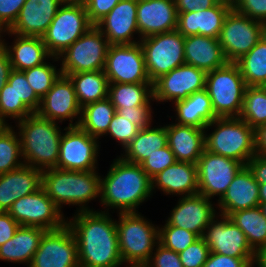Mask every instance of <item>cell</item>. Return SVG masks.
Segmentation results:
<instances>
[{
    "label": "cell",
    "instance_id": "obj_42",
    "mask_svg": "<svg viewBox=\"0 0 266 267\" xmlns=\"http://www.w3.org/2000/svg\"><path fill=\"white\" fill-rule=\"evenodd\" d=\"M33 112L16 96V93L11 86L6 83L2 90L0 91V118L7 125L10 120H14L16 123L22 120ZM7 121V122H6Z\"/></svg>",
    "mask_w": 266,
    "mask_h": 267
},
{
    "label": "cell",
    "instance_id": "obj_50",
    "mask_svg": "<svg viewBox=\"0 0 266 267\" xmlns=\"http://www.w3.org/2000/svg\"><path fill=\"white\" fill-rule=\"evenodd\" d=\"M26 0H0V32L8 30L17 20Z\"/></svg>",
    "mask_w": 266,
    "mask_h": 267
},
{
    "label": "cell",
    "instance_id": "obj_3",
    "mask_svg": "<svg viewBox=\"0 0 266 267\" xmlns=\"http://www.w3.org/2000/svg\"><path fill=\"white\" fill-rule=\"evenodd\" d=\"M58 124L37 113L17 121L24 165L42 171L56 168L63 133Z\"/></svg>",
    "mask_w": 266,
    "mask_h": 267
},
{
    "label": "cell",
    "instance_id": "obj_23",
    "mask_svg": "<svg viewBox=\"0 0 266 267\" xmlns=\"http://www.w3.org/2000/svg\"><path fill=\"white\" fill-rule=\"evenodd\" d=\"M64 1L26 0L8 31L22 36L42 37Z\"/></svg>",
    "mask_w": 266,
    "mask_h": 267
},
{
    "label": "cell",
    "instance_id": "obj_27",
    "mask_svg": "<svg viewBox=\"0 0 266 267\" xmlns=\"http://www.w3.org/2000/svg\"><path fill=\"white\" fill-rule=\"evenodd\" d=\"M152 192L156 188L164 195L179 197L198 193L197 164L177 161L152 179Z\"/></svg>",
    "mask_w": 266,
    "mask_h": 267
},
{
    "label": "cell",
    "instance_id": "obj_57",
    "mask_svg": "<svg viewBox=\"0 0 266 267\" xmlns=\"http://www.w3.org/2000/svg\"><path fill=\"white\" fill-rule=\"evenodd\" d=\"M177 13L208 9L218 3L217 0H174Z\"/></svg>",
    "mask_w": 266,
    "mask_h": 267
},
{
    "label": "cell",
    "instance_id": "obj_64",
    "mask_svg": "<svg viewBox=\"0 0 266 267\" xmlns=\"http://www.w3.org/2000/svg\"><path fill=\"white\" fill-rule=\"evenodd\" d=\"M6 126L7 124H5L3 120L0 118V131L3 130V128H5Z\"/></svg>",
    "mask_w": 266,
    "mask_h": 267
},
{
    "label": "cell",
    "instance_id": "obj_5",
    "mask_svg": "<svg viewBox=\"0 0 266 267\" xmlns=\"http://www.w3.org/2000/svg\"><path fill=\"white\" fill-rule=\"evenodd\" d=\"M204 130L205 150L211 153L237 160L244 166L257 154L255 130L239 117L216 118Z\"/></svg>",
    "mask_w": 266,
    "mask_h": 267
},
{
    "label": "cell",
    "instance_id": "obj_15",
    "mask_svg": "<svg viewBox=\"0 0 266 267\" xmlns=\"http://www.w3.org/2000/svg\"><path fill=\"white\" fill-rule=\"evenodd\" d=\"M29 267H80L77 242L67 224L44 232Z\"/></svg>",
    "mask_w": 266,
    "mask_h": 267
},
{
    "label": "cell",
    "instance_id": "obj_61",
    "mask_svg": "<svg viewBox=\"0 0 266 267\" xmlns=\"http://www.w3.org/2000/svg\"><path fill=\"white\" fill-rule=\"evenodd\" d=\"M261 40L266 43V21L262 22L261 25Z\"/></svg>",
    "mask_w": 266,
    "mask_h": 267
},
{
    "label": "cell",
    "instance_id": "obj_9",
    "mask_svg": "<svg viewBox=\"0 0 266 267\" xmlns=\"http://www.w3.org/2000/svg\"><path fill=\"white\" fill-rule=\"evenodd\" d=\"M109 46L102 32L91 26L58 56L61 74L104 70Z\"/></svg>",
    "mask_w": 266,
    "mask_h": 267
},
{
    "label": "cell",
    "instance_id": "obj_54",
    "mask_svg": "<svg viewBox=\"0 0 266 267\" xmlns=\"http://www.w3.org/2000/svg\"><path fill=\"white\" fill-rule=\"evenodd\" d=\"M254 258H234L210 252L203 267H254Z\"/></svg>",
    "mask_w": 266,
    "mask_h": 267
},
{
    "label": "cell",
    "instance_id": "obj_60",
    "mask_svg": "<svg viewBox=\"0 0 266 267\" xmlns=\"http://www.w3.org/2000/svg\"><path fill=\"white\" fill-rule=\"evenodd\" d=\"M253 266L266 267V246L259 248L255 252Z\"/></svg>",
    "mask_w": 266,
    "mask_h": 267
},
{
    "label": "cell",
    "instance_id": "obj_55",
    "mask_svg": "<svg viewBox=\"0 0 266 267\" xmlns=\"http://www.w3.org/2000/svg\"><path fill=\"white\" fill-rule=\"evenodd\" d=\"M13 203L10 171L0 174V211L8 212Z\"/></svg>",
    "mask_w": 266,
    "mask_h": 267
},
{
    "label": "cell",
    "instance_id": "obj_40",
    "mask_svg": "<svg viewBox=\"0 0 266 267\" xmlns=\"http://www.w3.org/2000/svg\"><path fill=\"white\" fill-rule=\"evenodd\" d=\"M50 60L52 62L47 60L39 66L22 71L31 88L40 99L47 94L55 80L61 75L60 68L53 64L59 61L58 57L51 56Z\"/></svg>",
    "mask_w": 266,
    "mask_h": 267
},
{
    "label": "cell",
    "instance_id": "obj_10",
    "mask_svg": "<svg viewBox=\"0 0 266 267\" xmlns=\"http://www.w3.org/2000/svg\"><path fill=\"white\" fill-rule=\"evenodd\" d=\"M139 43L151 83L185 64L184 36L178 30L147 36Z\"/></svg>",
    "mask_w": 266,
    "mask_h": 267
},
{
    "label": "cell",
    "instance_id": "obj_41",
    "mask_svg": "<svg viewBox=\"0 0 266 267\" xmlns=\"http://www.w3.org/2000/svg\"><path fill=\"white\" fill-rule=\"evenodd\" d=\"M43 171L27 165L11 171V189L14 202L42 187Z\"/></svg>",
    "mask_w": 266,
    "mask_h": 267
},
{
    "label": "cell",
    "instance_id": "obj_19",
    "mask_svg": "<svg viewBox=\"0 0 266 267\" xmlns=\"http://www.w3.org/2000/svg\"><path fill=\"white\" fill-rule=\"evenodd\" d=\"M210 252L234 258H254L255 251L250 247L244 232L228 216L217 213L203 234Z\"/></svg>",
    "mask_w": 266,
    "mask_h": 267
},
{
    "label": "cell",
    "instance_id": "obj_34",
    "mask_svg": "<svg viewBox=\"0 0 266 267\" xmlns=\"http://www.w3.org/2000/svg\"><path fill=\"white\" fill-rule=\"evenodd\" d=\"M116 112L121 108H132L154 101L153 83H109L108 97Z\"/></svg>",
    "mask_w": 266,
    "mask_h": 267
},
{
    "label": "cell",
    "instance_id": "obj_12",
    "mask_svg": "<svg viewBox=\"0 0 266 267\" xmlns=\"http://www.w3.org/2000/svg\"><path fill=\"white\" fill-rule=\"evenodd\" d=\"M8 213L20 226L54 230L63 227L67 218L41 187L15 201Z\"/></svg>",
    "mask_w": 266,
    "mask_h": 267
},
{
    "label": "cell",
    "instance_id": "obj_43",
    "mask_svg": "<svg viewBox=\"0 0 266 267\" xmlns=\"http://www.w3.org/2000/svg\"><path fill=\"white\" fill-rule=\"evenodd\" d=\"M161 226V227H160ZM159 226V244L176 253L184 251L199 237L186 229L168 225Z\"/></svg>",
    "mask_w": 266,
    "mask_h": 267
},
{
    "label": "cell",
    "instance_id": "obj_8",
    "mask_svg": "<svg viewBox=\"0 0 266 267\" xmlns=\"http://www.w3.org/2000/svg\"><path fill=\"white\" fill-rule=\"evenodd\" d=\"M91 26L84 3L64 1L42 36L43 43L51 56L58 57Z\"/></svg>",
    "mask_w": 266,
    "mask_h": 267
},
{
    "label": "cell",
    "instance_id": "obj_67",
    "mask_svg": "<svg viewBox=\"0 0 266 267\" xmlns=\"http://www.w3.org/2000/svg\"><path fill=\"white\" fill-rule=\"evenodd\" d=\"M262 87L264 88V90L266 92V84L262 85Z\"/></svg>",
    "mask_w": 266,
    "mask_h": 267
},
{
    "label": "cell",
    "instance_id": "obj_33",
    "mask_svg": "<svg viewBox=\"0 0 266 267\" xmlns=\"http://www.w3.org/2000/svg\"><path fill=\"white\" fill-rule=\"evenodd\" d=\"M73 82L77 101L81 107L108 97L109 81L104 70L64 74Z\"/></svg>",
    "mask_w": 266,
    "mask_h": 267
},
{
    "label": "cell",
    "instance_id": "obj_56",
    "mask_svg": "<svg viewBox=\"0 0 266 267\" xmlns=\"http://www.w3.org/2000/svg\"><path fill=\"white\" fill-rule=\"evenodd\" d=\"M19 226L8 212L0 211V246L14 236Z\"/></svg>",
    "mask_w": 266,
    "mask_h": 267
},
{
    "label": "cell",
    "instance_id": "obj_16",
    "mask_svg": "<svg viewBox=\"0 0 266 267\" xmlns=\"http://www.w3.org/2000/svg\"><path fill=\"white\" fill-rule=\"evenodd\" d=\"M104 72L109 83H151L140 43L110 45Z\"/></svg>",
    "mask_w": 266,
    "mask_h": 267
},
{
    "label": "cell",
    "instance_id": "obj_49",
    "mask_svg": "<svg viewBox=\"0 0 266 267\" xmlns=\"http://www.w3.org/2000/svg\"><path fill=\"white\" fill-rule=\"evenodd\" d=\"M146 267H184L178 253L157 244Z\"/></svg>",
    "mask_w": 266,
    "mask_h": 267
},
{
    "label": "cell",
    "instance_id": "obj_62",
    "mask_svg": "<svg viewBox=\"0 0 266 267\" xmlns=\"http://www.w3.org/2000/svg\"><path fill=\"white\" fill-rule=\"evenodd\" d=\"M259 207H260L264 217L266 218V202H260Z\"/></svg>",
    "mask_w": 266,
    "mask_h": 267
},
{
    "label": "cell",
    "instance_id": "obj_21",
    "mask_svg": "<svg viewBox=\"0 0 266 267\" xmlns=\"http://www.w3.org/2000/svg\"><path fill=\"white\" fill-rule=\"evenodd\" d=\"M137 0H121L95 26L110 45L137 44L140 42L137 27ZM135 35H138V39Z\"/></svg>",
    "mask_w": 266,
    "mask_h": 267
},
{
    "label": "cell",
    "instance_id": "obj_11",
    "mask_svg": "<svg viewBox=\"0 0 266 267\" xmlns=\"http://www.w3.org/2000/svg\"><path fill=\"white\" fill-rule=\"evenodd\" d=\"M56 168L72 171L98 169L99 139L92 137L79 126H66L63 130Z\"/></svg>",
    "mask_w": 266,
    "mask_h": 267
},
{
    "label": "cell",
    "instance_id": "obj_51",
    "mask_svg": "<svg viewBox=\"0 0 266 267\" xmlns=\"http://www.w3.org/2000/svg\"><path fill=\"white\" fill-rule=\"evenodd\" d=\"M233 8L253 20L266 21V0H236Z\"/></svg>",
    "mask_w": 266,
    "mask_h": 267
},
{
    "label": "cell",
    "instance_id": "obj_1",
    "mask_svg": "<svg viewBox=\"0 0 266 267\" xmlns=\"http://www.w3.org/2000/svg\"><path fill=\"white\" fill-rule=\"evenodd\" d=\"M66 224L74 234L80 267H121L116 219L102 210L75 212ZM111 216V217H110ZM69 220V221H68Z\"/></svg>",
    "mask_w": 266,
    "mask_h": 267
},
{
    "label": "cell",
    "instance_id": "obj_39",
    "mask_svg": "<svg viewBox=\"0 0 266 267\" xmlns=\"http://www.w3.org/2000/svg\"><path fill=\"white\" fill-rule=\"evenodd\" d=\"M11 124L0 131V174L16 170L24 165L20 138Z\"/></svg>",
    "mask_w": 266,
    "mask_h": 267
},
{
    "label": "cell",
    "instance_id": "obj_6",
    "mask_svg": "<svg viewBox=\"0 0 266 267\" xmlns=\"http://www.w3.org/2000/svg\"><path fill=\"white\" fill-rule=\"evenodd\" d=\"M117 216L122 262L127 266L145 265L159 243V226L152 224L141 212L119 213Z\"/></svg>",
    "mask_w": 266,
    "mask_h": 267
},
{
    "label": "cell",
    "instance_id": "obj_36",
    "mask_svg": "<svg viewBox=\"0 0 266 267\" xmlns=\"http://www.w3.org/2000/svg\"><path fill=\"white\" fill-rule=\"evenodd\" d=\"M228 217L244 232L250 247L255 252L266 246V218L259 206L238 210Z\"/></svg>",
    "mask_w": 266,
    "mask_h": 267
},
{
    "label": "cell",
    "instance_id": "obj_25",
    "mask_svg": "<svg viewBox=\"0 0 266 267\" xmlns=\"http://www.w3.org/2000/svg\"><path fill=\"white\" fill-rule=\"evenodd\" d=\"M233 7L218 2L211 8L178 14L177 30L184 36L202 35L219 38L224 20Z\"/></svg>",
    "mask_w": 266,
    "mask_h": 267
},
{
    "label": "cell",
    "instance_id": "obj_14",
    "mask_svg": "<svg viewBox=\"0 0 266 267\" xmlns=\"http://www.w3.org/2000/svg\"><path fill=\"white\" fill-rule=\"evenodd\" d=\"M244 165L234 159L204 150L197 162L198 193L219 201Z\"/></svg>",
    "mask_w": 266,
    "mask_h": 267
},
{
    "label": "cell",
    "instance_id": "obj_46",
    "mask_svg": "<svg viewBox=\"0 0 266 267\" xmlns=\"http://www.w3.org/2000/svg\"><path fill=\"white\" fill-rule=\"evenodd\" d=\"M175 162H177L175 156L167 144L165 147L156 150L140 165L144 172L152 179Z\"/></svg>",
    "mask_w": 266,
    "mask_h": 267
},
{
    "label": "cell",
    "instance_id": "obj_13",
    "mask_svg": "<svg viewBox=\"0 0 266 267\" xmlns=\"http://www.w3.org/2000/svg\"><path fill=\"white\" fill-rule=\"evenodd\" d=\"M261 25L234 8L229 11L218 38L228 62L235 63L261 40Z\"/></svg>",
    "mask_w": 266,
    "mask_h": 267
},
{
    "label": "cell",
    "instance_id": "obj_45",
    "mask_svg": "<svg viewBox=\"0 0 266 267\" xmlns=\"http://www.w3.org/2000/svg\"><path fill=\"white\" fill-rule=\"evenodd\" d=\"M139 130V127L132 124L128 119L121 117L116 112L104 137L109 135L110 138L115 139L123 150L136 137Z\"/></svg>",
    "mask_w": 266,
    "mask_h": 267
},
{
    "label": "cell",
    "instance_id": "obj_38",
    "mask_svg": "<svg viewBox=\"0 0 266 267\" xmlns=\"http://www.w3.org/2000/svg\"><path fill=\"white\" fill-rule=\"evenodd\" d=\"M240 119L256 130L266 124V92L262 86H247Z\"/></svg>",
    "mask_w": 266,
    "mask_h": 267
},
{
    "label": "cell",
    "instance_id": "obj_53",
    "mask_svg": "<svg viewBox=\"0 0 266 267\" xmlns=\"http://www.w3.org/2000/svg\"><path fill=\"white\" fill-rule=\"evenodd\" d=\"M121 0H86L85 7L89 22L96 25Z\"/></svg>",
    "mask_w": 266,
    "mask_h": 267
},
{
    "label": "cell",
    "instance_id": "obj_7",
    "mask_svg": "<svg viewBox=\"0 0 266 267\" xmlns=\"http://www.w3.org/2000/svg\"><path fill=\"white\" fill-rule=\"evenodd\" d=\"M246 87L238 65L233 62L206 74L205 90L216 118L240 116Z\"/></svg>",
    "mask_w": 266,
    "mask_h": 267
},
{
    "label": "cell",
    "instance_id": "obj_59",
    "mask_svg": "<svg viewBox=\"0 0 266 267\" xmlns=\"http://www.w3.org/2000/svg\"><path fill=\"white\" fill-rule=\"evenodd\" d=\"M256 153L266 156V124L255 130Z\"/></svg>",
    "mask_w": 266,
    "mask_h": 267
},
{
    "label": "cell",
    "instance_id": "obj_65",
    "mask_svg": "<svg viewBox=\"0 0 266 267\" xmlns=\"http://www.w3.org/2000/svg\"><path fill=\"white\" fill-rule=\"evenodd\" d=\"M68 2H77V3H85L86 0H65Z\"/></svg>",
    "mask_w": 266,
    "mask_h": 267
},
{
    "label": "cell",
    "instance_id": "obj_47",
    "mask_svg": "<svg viewBox=\"0 0 266 267\" xmlns=\"http://www.w3.org/2000/svg\"><path fill=\"white\" fill-rule=\"evenodd\" d=\"M210 254V249L203 237H199L184 251L178 253L184 267H203Z\"/></svg>",
    "mask_w": 266,
    "mask_h": 267
},
{
    "label": "cell",
    "instance_id": "obj_37",
    "mask_svg": "<svg viewBox=\"0 0 266 267\" xmlns=\"http://www.w3.org/2000/svg\"><path fill=\"white\" fill-rule=\"evenodd\" d=\"M246 86L266 84V43L260 40L247 54L235 62Z\"/></svg>",
    "mask_w": 266,
    "mask_h": 267
},
{
    "label": "cell",
    "instance_id": "obj_17",
    "mask_svg": "<svg viewBox=\"0 0 266 267\" xmlns=\"http://www.w3.org/2000/svg\"><path fill=\"white\" fill-rule=\"evenodd\" d=\"M206 72L189 64H182L153 82V97L158 104H172L205 89Z\"/></svg>",
    "mask_w": 266,
    "mask_h": 267
},
{
    "label": "cell",
    "instance_id": "obj_29",
    "mask_svg": "<svg viewBox=\"0 0 266 267\" xmlns=\"http://www.w3.org/2000/svg\"><path fill=\"white\" fill-rule=\"evenodd\" d=\"M184 56L186 64L206 73L228 63L219 40L202 35L184 37Z\"/></svg>",
    "mask_w": 266,
    "mask_h": 267
},
{
    "label": "cell",
    "instance_id": "obj_22",
    "mask_svg": "<svg viewBox=\"0 0 266 267\" xmlns=\"http://www.w3.org/2000/svg\"><path fill=\"white\" fill-rule=\"evenodd\" d=\"M136 16L141 39L177 30L178 14L174 0H137Z\"/></svg>",
    "mask_w": 266,
    "mask_h": 267
},
{
    "label": "cell",
    "instance_id": "obj_26",
    "mask_svg": "<svg viewBox=\"0 0 266 267\" xmlns=\"http://www.w3.org/2000/svg\"><path fill=\"white\" fill-rule=\"evenodd\" d=\"M5 34L14 38L12 45H8L9 43L3 38ZM0 43L8 52L12 69L16 71L39 66L51 57L42 37L22 36L5 30L0 32Z\"/></svg>",
    "mask_w": 266,
    "mask_h": 267
},
{
    "label": "cell",
    "instance_id": "obj_24",
    "mask_svg": "<svg viewBox=\"0 0 266 267\" xmlns=\"http://www.w3.org/2000/svg\"><path fill=\"white\" fill-rule=\"evenodd\" d=\"M259 183L247 165L243 166L228 186L226 193L217 201L219 214L229 216L238 210L259 206Z\"/></svg>",
    "mask_w": 266,
    "mask_h": 267
},
{
    "label": "cell",
    "instance_id": "obj_32",
    "mask_svg": "<svg viewBox=\"0 0 266 267\" xmlns=\"http://www.w3.org/2000/svg\"><path fill=\"white\" fill-rule=\"evenodd\" d=\"M140 129L136 137L123 149L119 155L123 160L141 164L156 150L168 144L166 126H152Z\"/></svg>",
    "mask_w": 266,
    "mask_h": 267
},
{
    "label": "cell",
    "instance_id": "obj_20",
    "mask_svg": "<svg viewBox=\"0 0 266 267\" xmlns=\"http://www.w3.org/2000/svg\"><path fill=\"white\" fill-rule=\"evenodd\" d=\"M212 202L200 193L180 197L165 222L203 237L206 227L218 213Z\"/></svg>",
    "mask_w": 266,
    "mask_h": 267
},
{
    "label": "cell",
    "instance_id": "obj_52",
    "mask_svg": "<svg viewBox=\"0 0 266 267\" xmlns=\"http://www.w3.org/2000/svg\"><path fill=\"white\" fill-rule=\"evenodd\" d=\"M259 183V201L266 202V156L256 154L247 163Z\"/></svg>",
    "mask_w": 266,
    "mask_h": 267
},
{
    "label": "cell",
    "instance_id": "obj_48",
    "mask_svg": "<svg viewBox=\"0 0 266 267\" xmlns=\"http://www.w3.org/2000/svg\"><path fill=\"white\" fill-rule=\"evenodd\" d=\"M152 109L153 107L151 104H144L132 108H121L117 113L140 129H145L149 127L153 121L154 111Z\"/></svg>",
    "mask_w": 266,
    "mask_h": 267
},
{
    "label": "cell",
    "instance_id": "obj_58",
    "mask_svg": "<svg viewBox=\"0 0 266 267\" xmlns=\"http://www.w3.org/2000/svg\"><path fill=\"white\" fill-rule=\"evenodd\" d=\"M12 70L8 52L0 43V91L8 82L9 75Z\"/></svg>",
    "mask_w": 266,
    "mask_h": 267
},
{
    "label": "cell",
    "instance_id": "obj_30",
    "mask_svg": "<svg viewBox=\"0 0 266 267\" xmlns=\"http://www.w3.org/2000/svg\"><path fill=\"white\" fill-rule=\"evenodd\" d=\"M45 231L39 227L19 226L14 236L0 246V260L29 267Z\"/></svg>",
    "mask_w": 266,
    "mask_h": 267
},
{
    "label": "cell",
    "instance_id": "obj_2",
    "mask_svg": "<svg viewBox=\"0 0 266 267\" xmlns=\"http://www.w3.org/2000/svg\"><path fill=\"white\" fill-rule=\"evenodd\" d=\"M152 181L142 166L117 156L106 176H100L102 212L117 209V213L139 212V206L152 198Z\"/></svg>",
    "mask_w": 266,
    "mask_h": 267
},
{
    "label": "cell",
    "instance_id": "obj_44",
    "mask_svg": "<svg viewBox=\"0 0 266 267\" xmlns=\"http://www.w3.org/2000/svg\"><path fill=\"white\" fill-rule=\"evenodd\" d=\"M16 96L33 112L39 109L41 99L35 94L22 71L12 70L7 82Z\"/></svg>",
    "mask_w": 266,
    "mask_h": 267
},
{
    "label": "cell",
    "instance_id": "obj_18",
    "mask_svg": "<svg viewBox=\"0 0 266 267\" xmlns=\"http://www.w3.org/2000/svg\"><path fill=\"white\" fill-rule=\"evenodd\" d=\"M81 108L77 101L73 82L69 76L61 74L41 99L36 113L53 122L62 124L67 120L69 121L68 126H78Z\"/></svg>",
    "mask_w": 266,
    "mask_h": 267
},
{
    "label": "cell",
    "instance_id": "obj_63",
    "mask_svg": "<svg viewBox=\"0 0 266 267\" xmlns=\"http://www.w3.org/2000/svg\"><path fill=\"white\" fill-rule=\"evenodd\" d=\"M217 1L218 2H222V3H225V4H228V5H230V6L233 7L236 0H217Z\"/></svg>",
    "mask_w": 266,
    "mask_h": 267
},
{
    "label": "cell",
    "instance_id": "obj_4",
    "mask_svg": "<svg viewBox=\"0 0 266 267\" xmlns=\"http://www.w3.org/2000/svg\"><path fill=\"white\" fill-rule=\"evenodd\" d=\"M100 176L97 170L46 169L42 174V187L60 210L63 205H76V212L95 211L88 204L96 198L100 202Z\"/></svg>",
    "mask_w": 266,
    "mask_h": 267
},
{
    "label": "cell",
    "instance_id": "obj_31",
    "mask_svg": "<svg viewBox=\"0 0 266 267\" xmlns=\"http://www.w3.org/2000/svg\"><path fill=\"white\" fill-rule=\"evenodd\" d=\"M175 123L191 125L200 129L216 119L210 96L204 89L195 92L184 100L173 103Z\"/></svg>",
    "mask_w": 266,
    "mask_h": 267
},
{
    "label": "cell",
    "instance_id": "obj_35",
    "mask_svg": "<svg viewBox=\"0 0 266 267\" xmlns=\"http://www.w3.org/2000/svg\"><path fill=\"white\" fill-rule=\"evenodd\" d=\"M115 113L116 109L108 98L86 104L81 108L78 126L100 140L107 133Z\"/></svg>",
    "mask_w": 266,
    "mask_h": 267
},
{
    "label": "cell",
    "instance_id": "obj_28",
    "mask_svg": "<svg viewBox=\"0 0 266 267\" xmlns=\"http://www.w3.org/2000/svg\"><path fill=\"white\" fill-rule=\"evenodd\" d=\"M168 146L176 161L197 164L205 150V130L191 125L166 124Z\"/></svg>",
    "mask_w": 266,
    "mask_h": 267
},
{
    "label": "cell",
    "instance_id": "obj_66",
    "mask_svg": "<svg viewBox=\"0 0 266 267\" xmlns=\"http://www.w3.org/2000/svg\"><path fill=\"white\" fill-rule=\"evenodd\" d=\"M126 267H146L145 265H138V266H127Z\"/></svg>",
    "mask_w": 266,
    "mask_h": 267
}]
</instances>
